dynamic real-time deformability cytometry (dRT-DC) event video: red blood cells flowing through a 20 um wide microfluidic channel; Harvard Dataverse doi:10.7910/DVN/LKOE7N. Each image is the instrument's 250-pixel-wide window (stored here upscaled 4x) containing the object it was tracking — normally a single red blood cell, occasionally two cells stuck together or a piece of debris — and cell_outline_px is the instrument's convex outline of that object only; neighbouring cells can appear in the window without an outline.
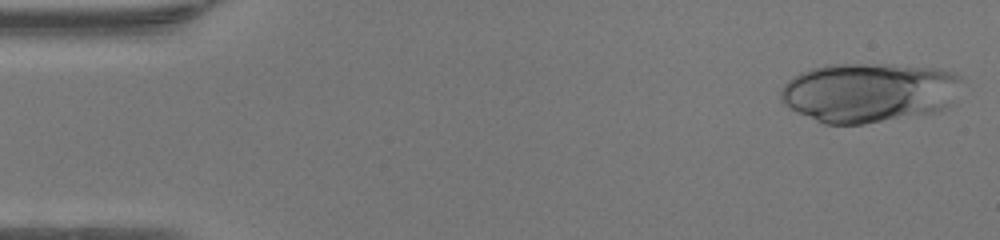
{"species": "human", "species_latin": "Homo sapiens", "temperature_condition": "warm", "stored_images_in_passage": 46, "camera_frame_rate_fps": 3000, "um_per_image_px": 0.085, "donor": {"sex": "female"}, "frame": {"image": 1, "passage_image": 1, "time_ms": 0.0, "image_size_px": [1000, 240], "cell_outline_px": [[960, 80], [952, 104], [944, 108], [932, 112], [864, 124], [824, 124], [784, 104], [780, 100], [780, 92], [784, 84], [788, 80], [800, 72], [812, 68], [828, 64], [892, 64], [940, 68], [956, 72], [960, 76]], "centroid_in_image_um": [73.87, 7.83], "position_along_channel_um": 11.1, "area_um2": 62.77}}
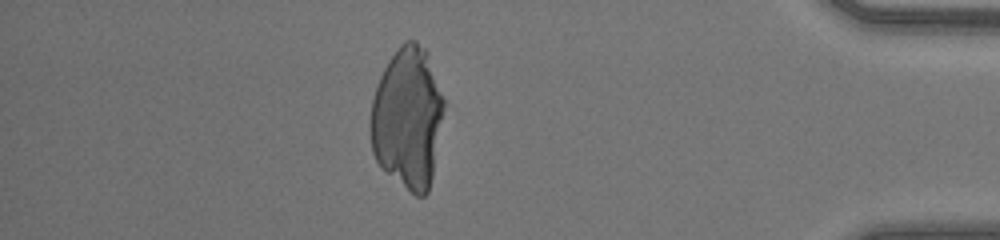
{"frame": {"image": 2, "passage_image": 40, "time_ms": 13.0, "image_size_px": [1000, 240], "cell_outline_px": [[444, 108], [432, 176], [428, 192], [424, 196], [416, 196], [388, 172], [376, 160], [372, 152], [368, 124], [372, 100], [380, 76], [388, 60], [396, 48], [404, 40], [416, 40], [428, 52], [444, 100]], "centroid_in_image_um": [34.63, 9.97], "position_along_channel_um": 400.6, "area_um2": 60.52}}